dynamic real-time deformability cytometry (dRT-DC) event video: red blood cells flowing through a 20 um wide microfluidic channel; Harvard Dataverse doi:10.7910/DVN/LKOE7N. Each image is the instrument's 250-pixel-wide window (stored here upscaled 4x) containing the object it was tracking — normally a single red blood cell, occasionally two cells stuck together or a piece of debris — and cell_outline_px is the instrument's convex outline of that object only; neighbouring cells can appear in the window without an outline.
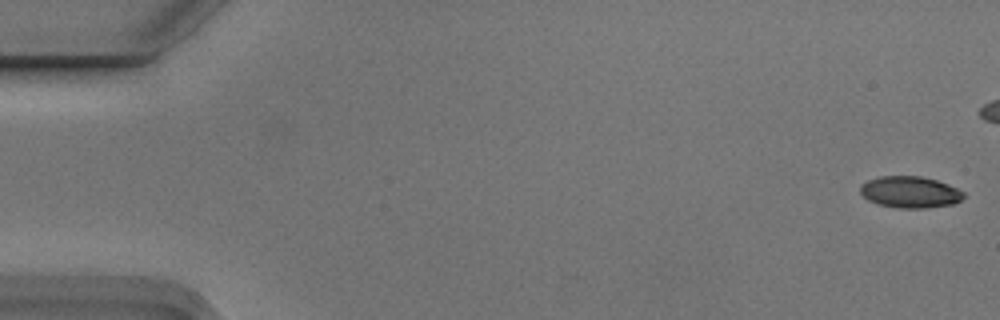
{"species": "Egyptian fruit bat (a non-hibernating species)", "species_latin": "Rousettus aegyptiacus", "temperature_condition": "cold", "stored_images_in_passage": 9, "segment_of_instrument_passage": [1, 2], "camera_frame_rate_fps": 3000, "um_per_image_px": 0.085, "animal": {"sex": "male"}, "frame": {"image": 1, "passage_image": 1, "time_ms": 0.0, "image_size_px": [1000, 320], "cell_outline_px": [[964, 196], [960, 200], [952, 204], [924, 208], [900, 208], [880, 204], [868, 200], [860, 192], [860, 184], [868, 180], [880, 176], [920, 176], [936, 180], [948, 184], [964, 192]], "centroid_in_image_um": [77.34, 16.32], "position_along_channel_um": 7.7, "area_um2": 18.84}}
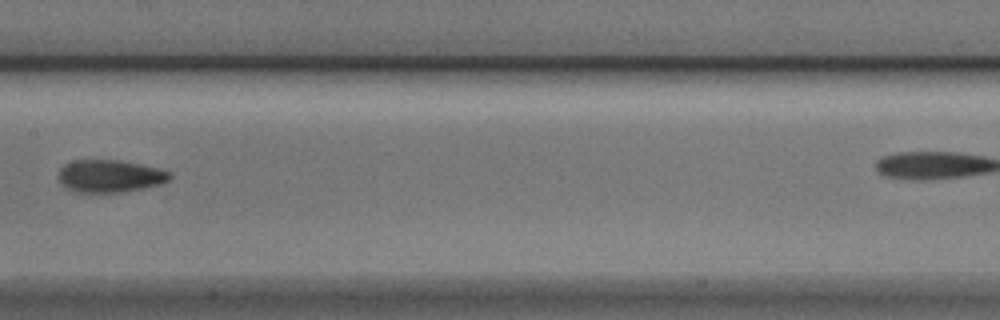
{"frame": {"image": 2, "passage_image": 8, "time_ms": 2.333, "image_size_px": [1000, 320], "cell_outline_px": [[172, 176], [168, 180], [160, 184], [144, 188], [120, 192], [76, 192], [68, 188], [56, 176], [60, 168], [64, 164], [76, 160], [120, 160], [156, 168], [168, 172]], "centroid_in_image_um": [9.3, 14.96], "position_along_channel_um": 198.1, "area_um2": 20.81}}